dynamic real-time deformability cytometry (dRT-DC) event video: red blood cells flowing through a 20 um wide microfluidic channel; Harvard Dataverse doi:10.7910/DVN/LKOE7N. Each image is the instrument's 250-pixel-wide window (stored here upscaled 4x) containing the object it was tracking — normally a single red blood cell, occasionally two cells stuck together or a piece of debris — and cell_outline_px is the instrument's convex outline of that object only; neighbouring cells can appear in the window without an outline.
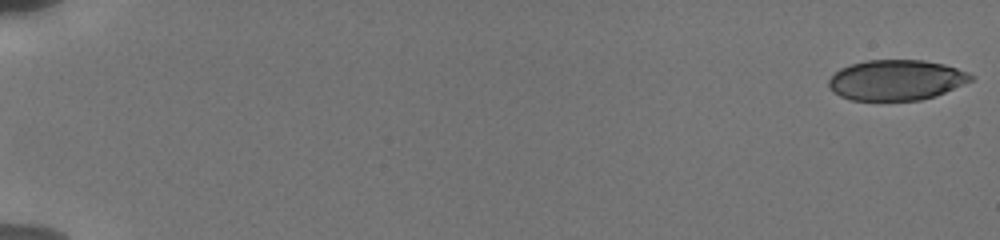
{"species": "human", "species_latin": "Homo sapiens", "temperature_condition": "cold", "stored_images_in_passage": 55, "camera_frame_rate_fps": 3000, "um_per_image_px": 0.085, "donor": {"sex": "male"}, "frame": {"image": 1, "passage_image": 1, "time_ms": 0.0, "image_size_px": [1000, 240], "cell_outline_px": [[976, 76], [972, 80], [936, 96], [920, 100], [852, 100], [840, 96], [828, 88], [828, 80], [840, 68], [852, 64], [868, 60], [924, 60], [944, 64], [968, 72]], "centroid_in_image_um": [76.19, 6.8], "position_along_channel_um": 8.8, "area_um2": 33.47}}
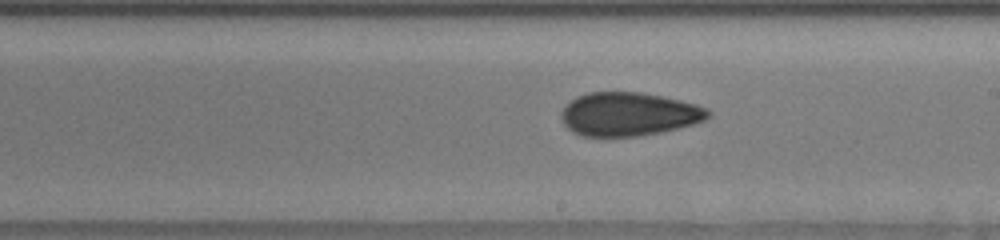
{"frame": {"image": 2, "passage_image": 34, "time_ms": 11.0, "image_size_px": [1000, 240], "cell_outline_px": [[712, 116], [704, 120], [692, 124], [660, 132], [636, 136], [580, 136], [572, 132], [564, 124], [560, 116], [560, 112], [576, 96], [588, 92], [640, 92], [680, 100], [696, 104], [708, 108], [712, 112]], "centroid_in_image_um": [53.44, 9.7], "position_along_channel_um": 235.6, "area_um2": 37.22}}
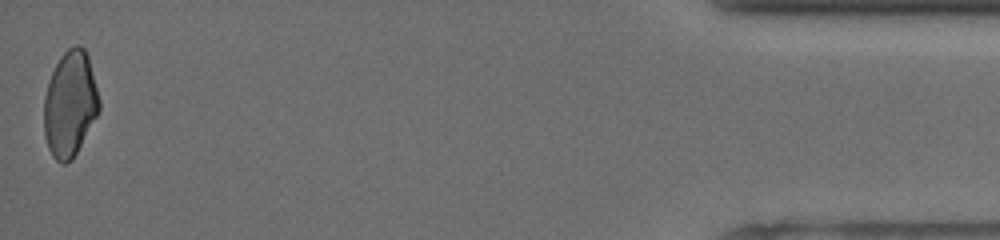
{"frame": {"image": 3, "passage_image": 55, "time_ms": 18.0, "image_size_px": [1000, 240], "cell_outline_px": [[100, 108], [96, 116], [72, 160], [64, 164], [60, 164], [52, 156], [48, 148], [44, 136], [44, 96], [52, 72], [60, 56], [68, 48], [76, 44], [80, 44], [84, 48], [88, 56], [100, 100]], "centroid_in_image_um": [5.94, 8.84], "position_along_channel_um": 429.3, "area_um2": 33.93}, "authors_computed_cell_mechanics": {"area_um2": 36.6452, "velocity_mm_per_s": 3.8495, "shape_relaxation_time_tau1_ms": null, "shape_relaxation_time_tau2_ms": 1.9209, "deformation_change_tau1": null, "deformation_change_tau2": 0.071}}